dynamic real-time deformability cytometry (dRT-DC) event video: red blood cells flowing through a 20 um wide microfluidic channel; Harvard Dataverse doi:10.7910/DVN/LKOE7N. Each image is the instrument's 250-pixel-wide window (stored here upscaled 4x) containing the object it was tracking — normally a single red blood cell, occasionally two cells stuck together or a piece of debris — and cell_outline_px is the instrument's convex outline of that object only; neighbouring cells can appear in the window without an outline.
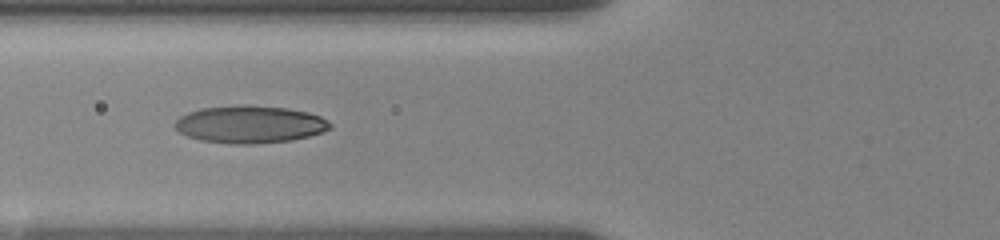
{"species": "human", "species_latin": "Homo sapiens", "temperature_condition": "room temperature", "stored_images_in_passage": 23, "camera_frame_rate_fps": 3000, "um_per_image_px": 0.085, "donor": {"sex": "female"}, "frame": {"image": 1, "passage_image": 10, "time_ms": 7.0, "image_size_px": [1000, 240], "cell_outline_px": [[332, 128], [324, 132], [292, 140], [256, 144], [232, 144], [200, 140], [188, 136], [180, 132], [172, 124], [180, 116], [188, 112], [200, 108], [240, 104], [248, 104], [288, 108], [308, 112], [320, 116], [328, 120], [332, 124]], "centroid_in_image_um": [21.25, 10.56], "position_along_channel_um": 104.6, "area_um2": 34.33}}
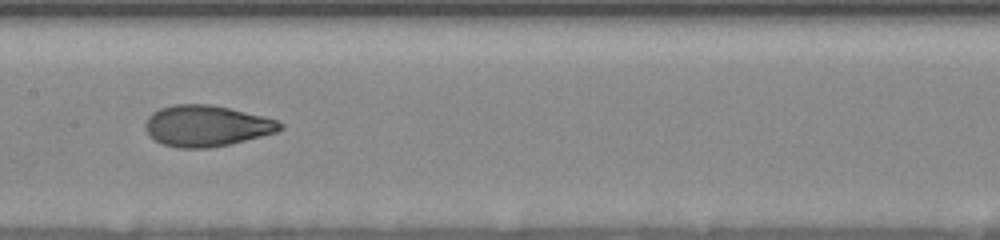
{"frame": {"image": 2, "passage_image": 13, "time_ms": 9.333, "image_size_px": [1000, 240], "cell_outline_px": [[284, 128], [276, 132], [228, 144], [208, 148], [176, 148], [164, 144], [148, 136], [144, 128], [144, 124], [148, 116], [152, 112], [160, 108], [172, 104], [212, 104], [264, 116], [276, 120], [284, 124]], "centroid_in_image_um": [17.52, 10.69], "position_along_channel_um": 189.9, "area_um2": 32.37}}
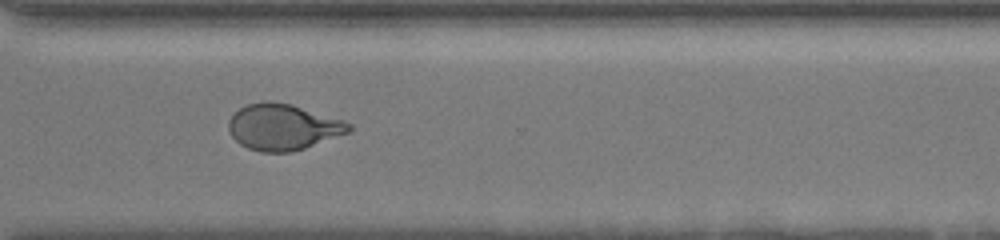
{"frame": {"image": 3, "passage_image": 20, "time_ms": 13.667, "image_size_px": [1000, 240], "cell_outline_px": [[352, 132], [304, 148], [288, 152], [260, 152], [248, 148], [240, 144], [232, 136], [228, 128], [228, 120], [240, 108], [248, 104], [268, 100], [292, 104], [344, 120], [352, 124]], "centroid_in_image_um": [24.08, 10.79], "position_along_channel_um": 346.5, "area_um2": 32.43}, "authors_computed_cell_mechanics": {"area_um2": 33.0038, "velocity_mm_per_s": 3.6131, "shape_relaxation_time_tau1_ms": 5.7176, "shape_relaxation_time_tau2_ms": 0.797, "deformation_change_tau1": 0.1735, "deformation_change_tau2": 0.0649}}